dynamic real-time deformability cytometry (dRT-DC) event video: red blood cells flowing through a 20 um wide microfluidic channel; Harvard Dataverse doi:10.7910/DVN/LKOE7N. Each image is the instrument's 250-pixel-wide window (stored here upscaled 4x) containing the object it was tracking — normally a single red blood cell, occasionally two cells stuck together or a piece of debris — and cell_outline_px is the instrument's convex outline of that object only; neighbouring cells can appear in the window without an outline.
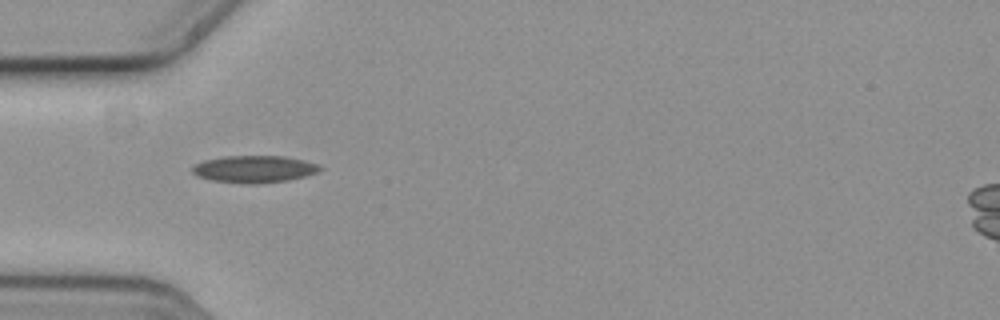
{"species": "common noctule bat (a hibernating species)", "species_latin": "Nyctalus noctula", "temperature_condition": "cold", "stored_images_in_passage": 41, "camera_frame_rate_fps": 3000, "um_per_image_px": 0.085, "animal": {"sex": "female", "body_mass_g": 19.3, "forearm_length_mm": 54.1}, "frame": {"image": 1, "passage_image": 1, "time_ms": 0.0, "image_size_px": [1000, 320], "cell_outline_px": [[324, 168], [316, 172], [304, 176], [288, 180], [256, 184], [244, 184], [212, 180], [196, 176], [192, 172], [192, 168], [196, 164], [204, 160], [224, 156], [284, 156], [304, 160], [320, 164]], "centroid_in_image_um": [21.62, 14.37], "position_along_channel_um": 63.4, "area_um2": 20.23}}
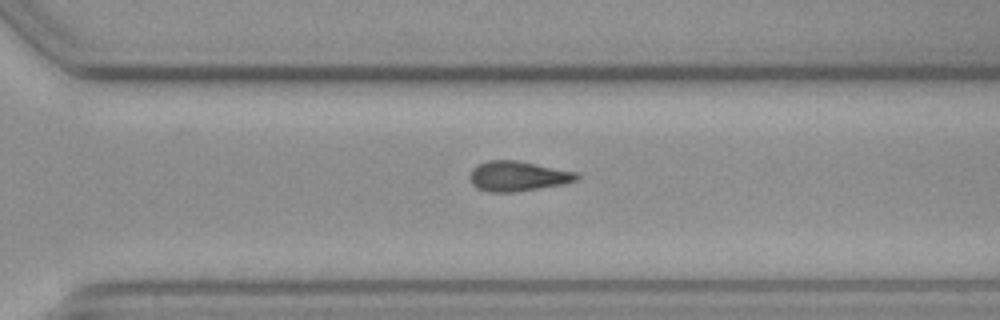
{"frame": {"image": 2, "passage_image": 23, "time_ms": 7.333, "image_size_px": [1000, 320], "cell_outline_px": [[580, 176], [576, 180], [564, 184], [512, 192], [488, 192], [476, 188], [472, 184], [468, 176], [472, 168], [476, 164], [488, 160], [520, 160], [576, 172]], "centroid_in_image_um": [43.96, 14.96], "position_along_channel_um": 326.6, "area_um2": 18.9}}
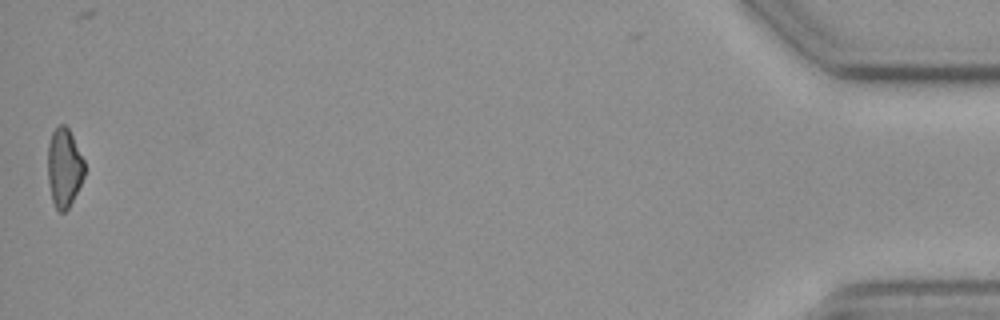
{"frame": {"image": 3, "passage_image": 40, "time_ms": 13.0, "image_size_px": [1000, 320], "cell_outline_px": [[84, 176], [68, 208], [64, 212], [60, 212], [56, 208], [52, 200], [48, 180], [48, 144], [52, 132], [60, 124], [64, 124], [68, 128], [84, 160]], "centroid_in_image_um": [5.44, 14.24], "position_along_channel_um": 429.8, "area_um2": 16.59}}